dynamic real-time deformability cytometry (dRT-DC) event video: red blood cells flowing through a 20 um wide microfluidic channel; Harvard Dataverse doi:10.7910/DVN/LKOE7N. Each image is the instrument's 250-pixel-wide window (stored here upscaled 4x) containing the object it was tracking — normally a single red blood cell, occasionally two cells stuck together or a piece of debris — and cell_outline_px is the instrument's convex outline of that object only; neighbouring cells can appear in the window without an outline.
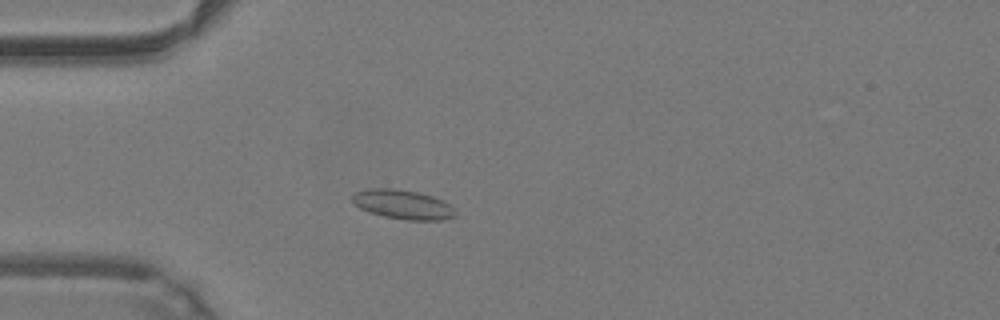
{"species": "common noctule bat (a hibernating species)", "species_latin": "Nyctalus noctula", "temperature_condition": "warm", "stored_images_in_passage": 48, "camera_frame_rate_fps": 3000, "um_per_image_px": 0.085, "animal": {"sex": "male", "body_mass_g": 19.2, "forearm_length_mm": 51.8}, "frame": {"image": 1, "passage_image": 13, "time_ms": 4.0, "image_size_px": [1000, 320], "cell_outline_px": [[456, 216], [444, 220], [408, 220], [384, 216], [368, 212], [360, 208], [352, 200], [352, 196], [356, 192], [368, 188], [392, 188], [416, 192], [432, 196], [444, 200], [456, 208]], "centroid_in_image_um": [34.29, 17.38], "position_along_channel_um": 50.7, "area_um2": 17.69}}
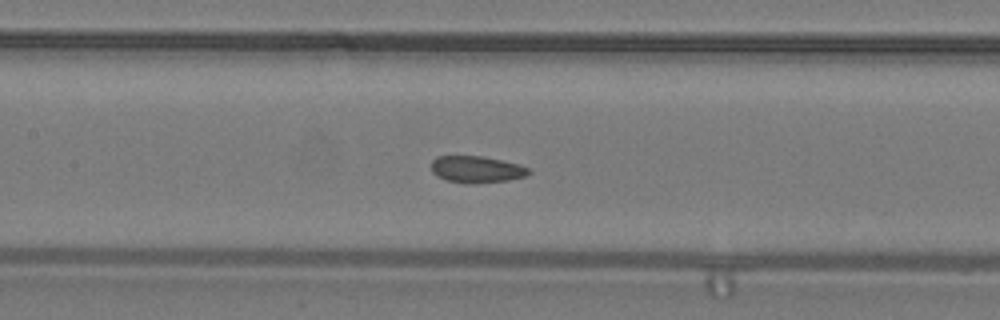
{"frame": {"image": 2, "passage_image": 22, "time_ms": 7.0, "image_size_px": [1000, 320], "cell_outline_px": [[532, 172], [528, 176], [508, 180], [448, 180], [432, 172], [432, 160], [436, 156], [480, 156], [500, 160], [516, 164], [528, 168]], "centroid_in_image_um": [40.53, 14.33], "position_along_channel_um": 166.9, "area_um2": 14.1}}
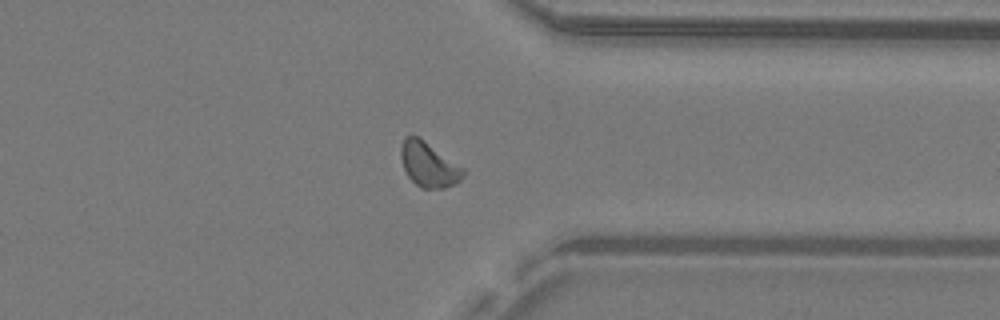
{"frame": {"image": 3, "passage_image": 37, "time_ms": 12.0, "image_size_px": [1000, 320], "cell_outline_px": [[464, 176], [456, 184], [444, 188], [420, 188], [408, 176], [404, 168], [400, 156], [400, 148], [404, 136], [416, 136], [424, 140], [464, 168]], "centroid_in_image_um": [36.43, 13.99], "position_along_channel_um": 375.0, "area_um2": 16.18}, "authors_computed_cell_mechanics": {"area_um2": 15.6638, "velocity_mm_per_s": 4.2459, "shape_relaxation_time_tau1_ms": null, "shape_relaxation_time_tau2_ms": 1.5604, "deformation_change_tau1": null, "deformation_change_tau2": 0.0684}}